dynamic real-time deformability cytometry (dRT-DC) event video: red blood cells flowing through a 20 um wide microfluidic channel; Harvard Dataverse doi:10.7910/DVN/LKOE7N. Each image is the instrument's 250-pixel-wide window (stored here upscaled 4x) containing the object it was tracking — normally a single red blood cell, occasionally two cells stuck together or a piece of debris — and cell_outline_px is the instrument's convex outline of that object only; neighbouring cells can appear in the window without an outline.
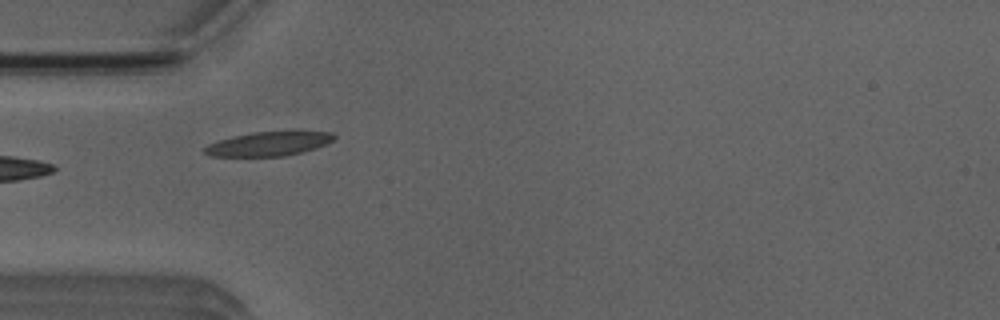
{"species": "Egyptian fruit bat (a non-hibernating species)", "species_latin": "Rousettus aegyptiacus", "temperature_condition": "room temperature", "stored_images_in_passage": 5, "camera_frame_rate_fps": 3000, "um_per_image_px": 0.085, "animal": {"sex": "male"}, "frame": {"image": 1, "passage_image": 3, "time_ms": 2.333, "image_size_px": [1000, 320], "cell_outline_px": [[336, 136], [332, 140], [324, 144], [300, 152], [284, 156], [208, 156], [204, 152], [204, 148], [208, 144], [232, 136], [252, 132], [296, 128], [300, 128], [332, 132]], "centroid_in_image_um": [22.9, 12.15], "position_along_channel_um": 62.1, "area_um2": 18.96}}